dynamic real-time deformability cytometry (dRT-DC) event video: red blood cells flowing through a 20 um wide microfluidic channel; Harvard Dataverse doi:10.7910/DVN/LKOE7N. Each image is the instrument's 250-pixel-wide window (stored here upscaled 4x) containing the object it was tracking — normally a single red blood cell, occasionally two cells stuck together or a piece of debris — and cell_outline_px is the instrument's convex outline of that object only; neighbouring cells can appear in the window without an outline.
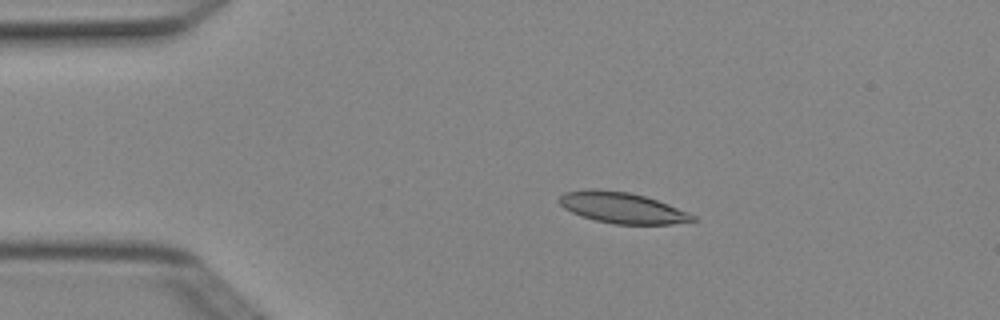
{"species": "Egyptian fruit bat (a non-hibernating species)", "species_latin": "Rousettus aegyptiacus", "temperature_condition": "cold", "stored_images_in_passage": 3, "camera_frame_rate_fps": 3000, "um_per_image_px": 0.085, "animal": {"sex": "female"}, "frame": {"image": 1, "passage_image": 2, "time_ms": 0.333, "image_size_px": [1000, 320], "cell_outline_px": [[696, 220], [672, 224], [612, 224], [580, 216], [564, 208], [556, 200], [564, 192], [628, 192], [644, 196], [668, 204], [688, 212], [696, 216]], "centroid_in_image_um": [52.94, 17.71], "position_along_channel_um": 32.1, "area_um2": 23.12}}